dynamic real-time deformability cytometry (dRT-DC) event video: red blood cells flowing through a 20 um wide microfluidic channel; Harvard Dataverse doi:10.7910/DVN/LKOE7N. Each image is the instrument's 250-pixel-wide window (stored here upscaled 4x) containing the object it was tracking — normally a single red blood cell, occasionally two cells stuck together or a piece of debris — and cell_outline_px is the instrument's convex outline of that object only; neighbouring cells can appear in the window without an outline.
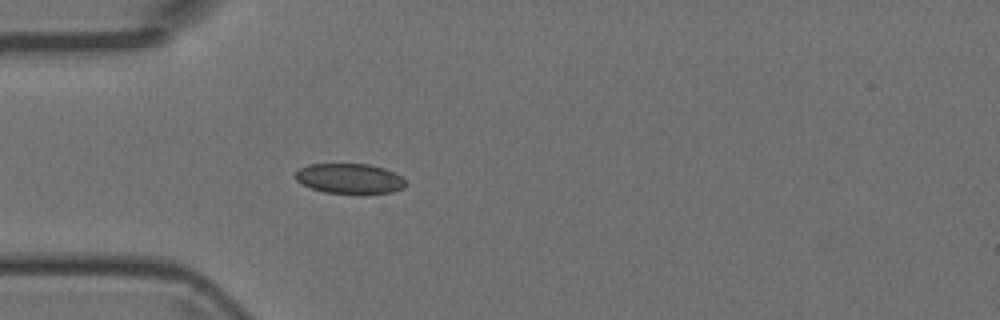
{"species": "Egyptian fruit bat (a non-hibernating species)", "species_latin": "Rousettus aegyptiacus", "temperature_condition": "room temperature", "stored_images_in_passage": 4, "camera_frame_rate_fps": 3000, "um_per_image_px": 0.085, "animal": {"sex": "female"}, "frame": {"image": 1, "passage_image": 4, "time_ms": 1.0, "image_size_px": [1000, 320], "cell_outline_px": [[408, 184], [404, 188], [392, 192], [324, 192], [312, 188], [296, 180], [292, 176], [300, 168], [308, 164], [368, 164], [384, 168], [400, 176]], "centroid_in_image_um": [29.7, 15.15], "position_along_channel_um": 55.3, "area_um2": 18.96}}